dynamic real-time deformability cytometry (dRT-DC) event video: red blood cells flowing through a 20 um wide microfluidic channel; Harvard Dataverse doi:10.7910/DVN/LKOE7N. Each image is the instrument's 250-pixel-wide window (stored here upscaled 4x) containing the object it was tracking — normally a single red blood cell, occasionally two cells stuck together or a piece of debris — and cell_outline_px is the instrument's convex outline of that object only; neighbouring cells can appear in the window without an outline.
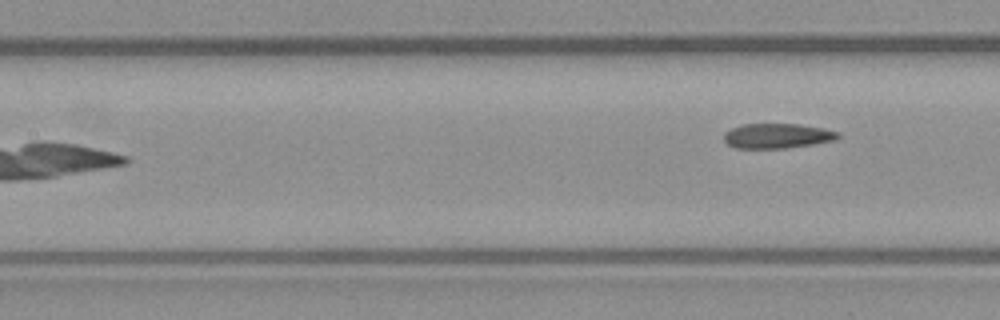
{"species": "common noctule bat (a hibernating species)", "species_latin": "Nyctalus noctula", "temperature_condition": "warm", "stored_images_in_passage": 8, "camera_frame_rate_fps": 3000, "um_per_image_px": 0.085, "animal": {"sex": "male", "body_mass_g": 23.1, "forearm_length_mm": 52.7}, "frame": {"image": 1, "passage_image": 8, "time_ms": 2.333, "image_size_px": [1000, 320], "cell_outline_px": [[840, 136], [836, 140], [788, 148], [736, 148], [728, 144], [724, 140], [724, 132], [732, 128], [744, 124], [800, 124], [824, 128], [840, 132]], "centroid_in_image_um": [66.09, 11.54], "position_along_channel_um": 141.3, "area_um2": 16.59}}